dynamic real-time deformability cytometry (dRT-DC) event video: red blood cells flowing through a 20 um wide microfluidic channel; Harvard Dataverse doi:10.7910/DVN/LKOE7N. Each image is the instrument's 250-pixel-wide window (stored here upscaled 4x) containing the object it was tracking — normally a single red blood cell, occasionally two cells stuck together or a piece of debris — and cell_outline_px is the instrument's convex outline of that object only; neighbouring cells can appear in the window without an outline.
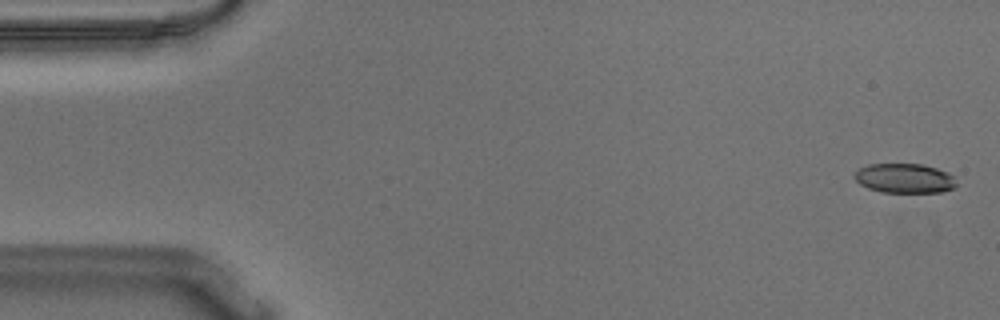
{"species": "Egyptian fruit bat (a non-hibernating species)", "species_latin": "Rousettus aegyptiacus", "temperature_condition": "warm", "stored_images_in_passage": 56, "camera_frame_rate_fps": 3000, "um_per_image_px": 0.085, "animal": {"sex": "male"}, "frame": {"image": 1, "passage_image": 2, "time_ms": 0.333, "image_size_px": [1000, 320], "cell_outline_px": [[956, 188], [940, 192], [880, 192], [868, 188], [860, 184], [852, 176], [860, 168], [868, 164], [920, 164], [936, 168], [948, 172], [952, 176], [956, 184]], "centroid_in_image_um": [76.87, 15.16], "position_along_channel_um": 8.1, "area_um2": 17.51}}
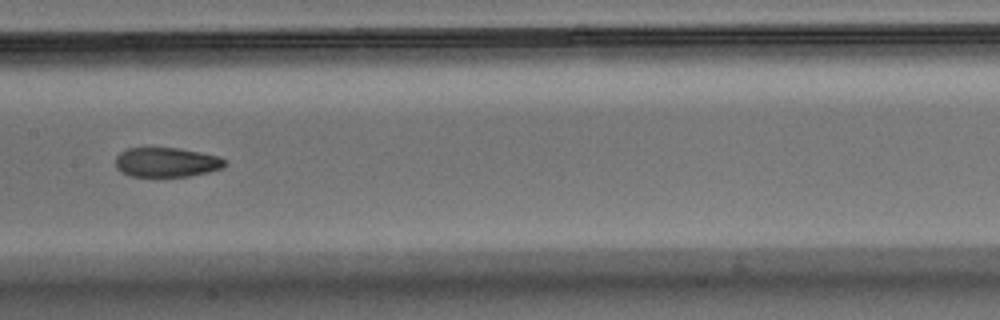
{"frame": {"image": 2, "passage_image": 28, "time_ms": 9.0, "image_size_px": [1000, 320], "cell_outline_px": [[228, 164], [224, 168], [208, 172], [188, 176], [132, 176], [120, 172], [116, 168], [116, 156], [120, 152], [128, 148], [180, 148], [220, 156], [228, 160]], "centroid_in_image_um": [14.21, 13.79], "position_along_channel_um": 193.2, "area_um2": 19.02}}
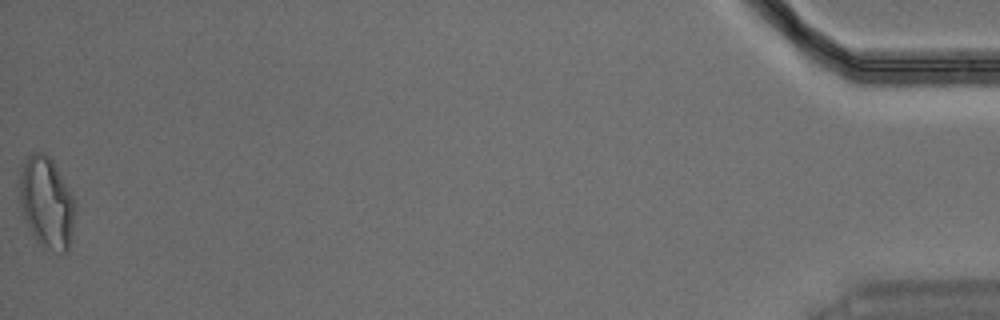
{"frame": {"image": 3, "passage_image": 56, "time_ms": 18.333, "image_size_px": [1000, 320], "cell_outline_px": [[76, 212], [72, 240], [68, 252], [60, 252], [44, 248], [36, 240], [24, 220], [20, 204], [20, 172], [28, 156], [32, 152], [44, 152], [52, 160], [72, 196], [76, 204]], "centroid_in_image_um": [3.99, 17.27], "position_along_channel_um": 431.2, "area_um2": 29.65}, "authors_computed_cell_mechanics": {"area_um2": 19.8254, "velocity_mm_per_s": 3.6388, "shape_relaxation_time_tau1_ms": 6.6617, "shape_relaxation_time_tau2_ms": 2.8084, "deformation_change_tau1": 0.2086, "deformation_change_tau2": 0.0756}}